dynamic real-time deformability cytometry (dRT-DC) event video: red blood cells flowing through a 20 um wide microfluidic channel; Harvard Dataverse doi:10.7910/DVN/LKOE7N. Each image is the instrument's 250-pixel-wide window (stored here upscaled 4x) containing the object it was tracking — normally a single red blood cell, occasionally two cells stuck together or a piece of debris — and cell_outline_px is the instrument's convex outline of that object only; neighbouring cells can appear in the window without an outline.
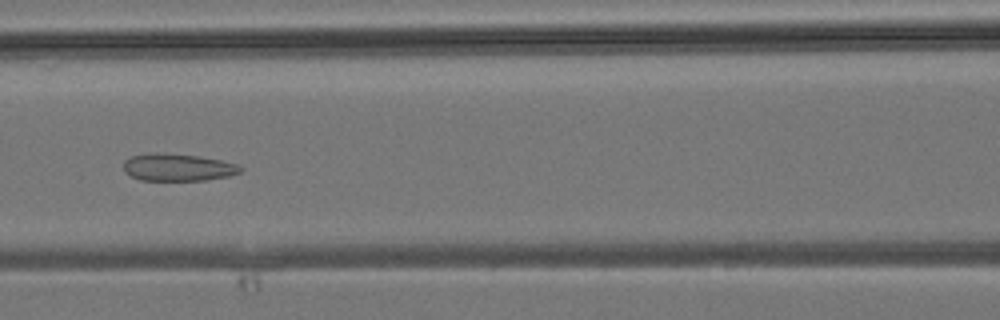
{"species": "common noctule bat (a hibernating species)", "species_latin": "Nyctalus noctula", "temperature_condition": "room temperature", "stored_images_in_passage": 41, "camera_frame_rate_fps": 3000, "um_per_image_px": 0.085, "animal": {"sex": "male", "body_mass_g": 19.2, "forearm_length_mm": 51.8}, "frame": {"image": 1, "passage_image": 18, "time_ms": 5.667, "image_size_px": [1000, 320], "cell_outline_px": [[244, 168], [240, 172], [228, 176], [204, 180], [140, 180], [124, 172], [124, 160], [132, 156], [148, 152], [156, 152], [200, 156], [220, 160], [236, 164]], "centroid_in_image_um": [15.09, 14.21], "position_along_channel_um": 151.5, "area_um2": 18.61}}
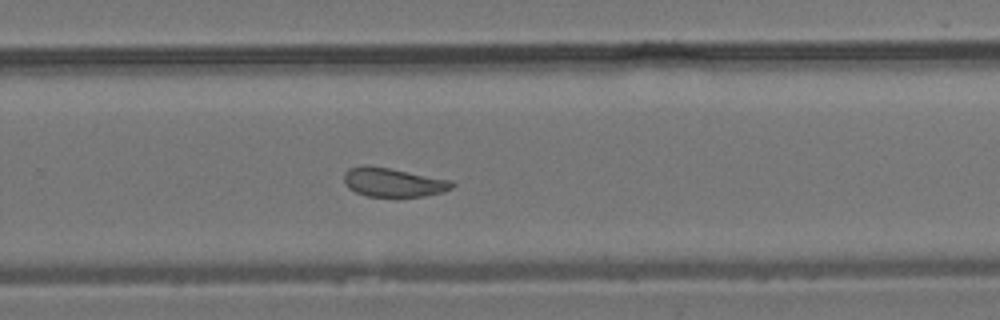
{"frame": {"image": 2, "passage_image": 27, "time_ms": 8.667, "image_size_px": [1000, 320], "cell_outline_px": [[456, 184], [452, 188], [444, 192], [424, 196], [368, 196], [356, 192], [348, 188], [344, 184], [344, 172], [348, 168], [364, 164], [388, 168], [452, 180]], "centroid_in_image_um": [33.41, 15.49], "position_along_channel_um": 296.4, "area_um2": 18.26}}
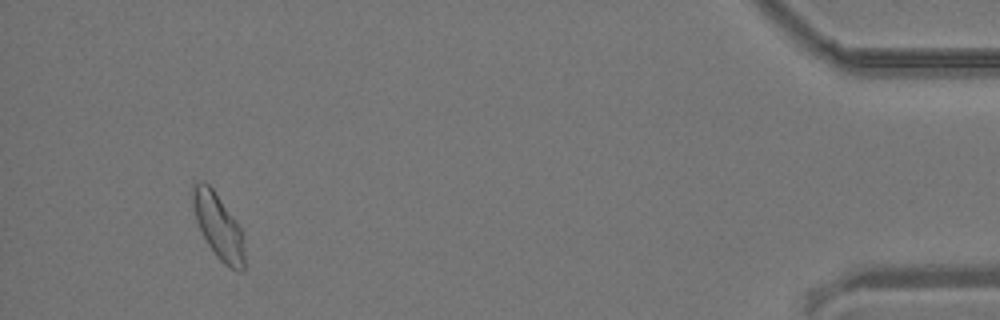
{"frame": {"image": 3, "passage_image": 39, "time_ms": 12.667, "image_size_px": [1000, 320], "cell_outline_px": [[244, 272], [236, 272], [228, 268], [216, 256], [208, 244], [196, 220], [192, 204], [192, 184], [200, 180], [204, 180], [212, 188], [240, 228], [244, 248]], "centroid_in_image_um": [18.55, 19.26], "position_along_channel_um": 416.7, "area_um2": 19.42}}